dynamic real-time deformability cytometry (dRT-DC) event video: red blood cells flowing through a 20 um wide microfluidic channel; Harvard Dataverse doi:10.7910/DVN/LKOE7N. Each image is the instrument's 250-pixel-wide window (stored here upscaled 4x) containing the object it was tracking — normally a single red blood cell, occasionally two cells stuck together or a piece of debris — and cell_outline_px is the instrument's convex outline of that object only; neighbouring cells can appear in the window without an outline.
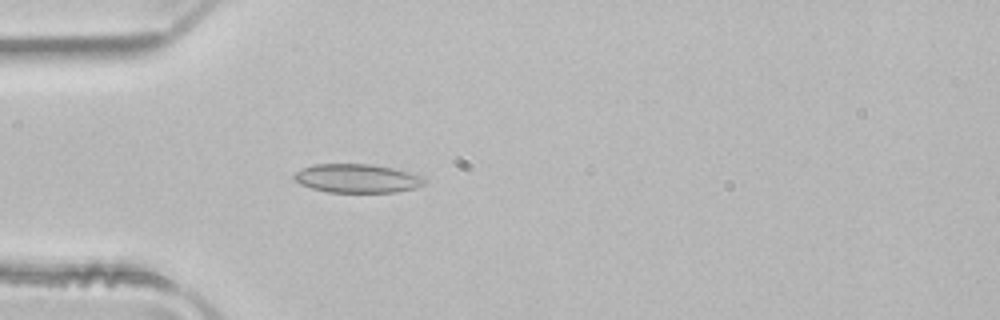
{"species": "common noctule bat (a hibernating species)", "species_latin": "Nyctalus noctula", "temperature_condition": "room temperature", "stored_images_in_passage": 51, "camera_frame_rate_fps": 3000, "um_per_image_px": 0.085, "animal": {"sex": "male", "body_mass_g": 21.5, "forearm_length_mm": 52.0}, "frame": {"image": 1, "passage_image": 15, "time_ms": 4.667, "image_size_px": [1000, 320], "cell_outline_px": [[424, 184], [416, 188], [396, 192], [328, 192], [312, 188], [300, 184], [292, 176], [296, 172], [312, 164], [372, 164], [392, 168], [408, 172], [420, 176], [424, 180]], "centroid_in_image_um": [30.34, 15.16], "position_along_channel_um": 54.7, "area_um2": 21.62}}
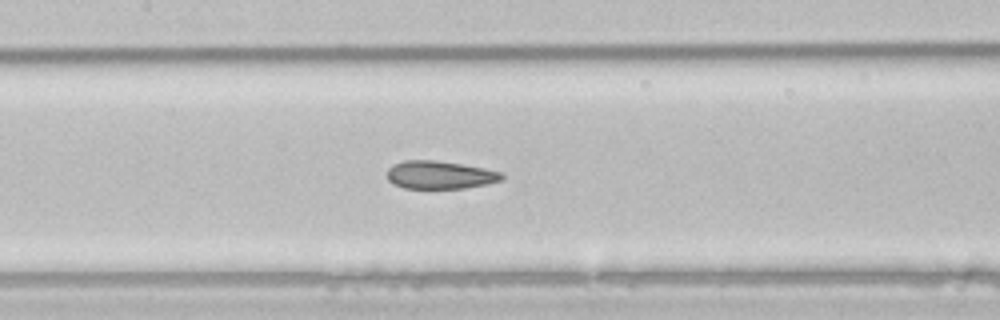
{"frame": {"image": 2, "passage_image": 24, "time_ms": 7.667, "image_size_px": [1000, 320], "cell_outline_px": [[504, 176], [500, 180], [484, 184], [464, 188], [404, 188], [392, 184], [388, 180], [388, 168], [392, 164], [404, 160], [436, 160], [484, 168], [500, 172]], "centroid_in_image_um": [37.32, 14.86], "position_along_channel_um": 170.1, "area_um2": 18.55}}
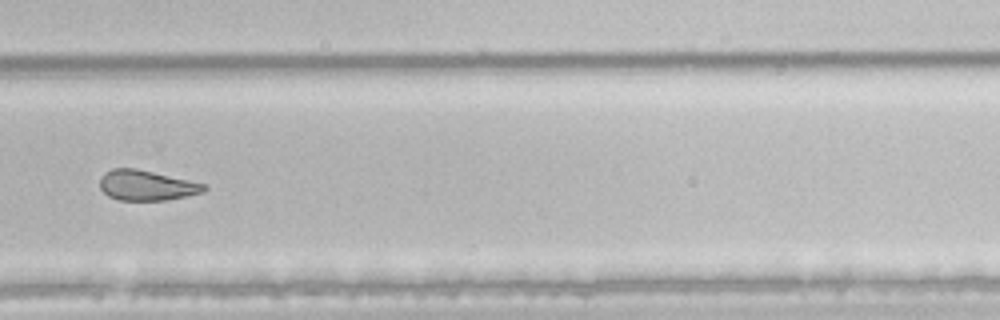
{"frame": {"image": 3, "passage_image": 35, "time_ms": 11.333, "image_size_px": [1000, 320], "cell_outline_px": [[208, 188], [204, 192], [168, 200], [120, 200], [108, 196], [100, 188], [100, 176], [104, 172], [112, 168], [136, 168], [208, 184]], "centroid_in_image_um": [12.48, 15.75], "position_along_channel_um": 317.3, "area_um2": 18.55}, "authors_computed_cell_mechanics": {"area_um2": 21.386, "velocity_mm_per_s": 4.044, "shape_relaxation_time_tau1_ms": null, "shape_relaxation_time_tau2_ms": 2.0683, "deformation_change_tau1": null, "deformation_change_tau2": 0.0703}}